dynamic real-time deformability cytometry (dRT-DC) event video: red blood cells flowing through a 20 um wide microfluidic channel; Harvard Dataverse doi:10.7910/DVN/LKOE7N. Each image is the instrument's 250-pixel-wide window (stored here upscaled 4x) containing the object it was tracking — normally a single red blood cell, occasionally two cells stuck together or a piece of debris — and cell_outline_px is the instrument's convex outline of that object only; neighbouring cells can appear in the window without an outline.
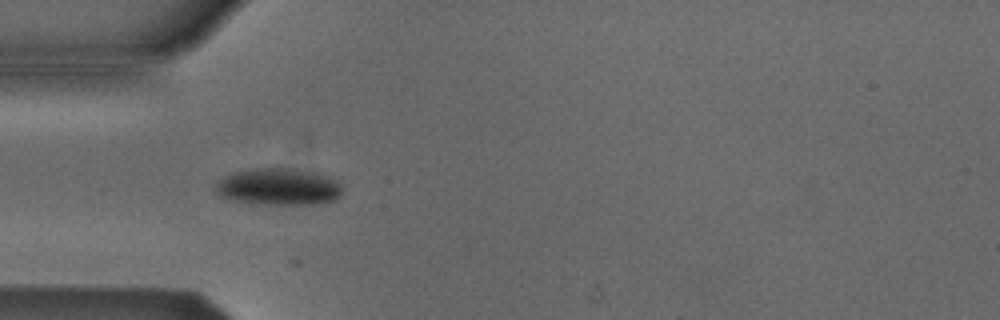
{"species": "Egyptian fruit bat (a non-hibernating species)", "species_latin": "Rousettus aegyptiacus", "temperature_condition": "cold", "stored_images_in_passage": 5, "camera_frame_rate_fps": 3000, "um_per_image_px": 0.085, "animal": {"sex": "male"}, "frame": {"image": 1, "passage_image": 5, "time_ms": 5.0, "image_size_px": [1000, 320], "cell_outline_px": [[340, 196], [332, 200], [316, 204], [268, 204], [232, 200], [220, 196], [216, 192], [216, 184], [224, 176], [232, 172], [256, 168], [288, 168], [316, 172], [328, 176], [336, 180], [340, 184]], "centroid_in_image_um": [23.67, 15.86], "position_along_channel_um": 61.3, "area_um2": 27.05}}